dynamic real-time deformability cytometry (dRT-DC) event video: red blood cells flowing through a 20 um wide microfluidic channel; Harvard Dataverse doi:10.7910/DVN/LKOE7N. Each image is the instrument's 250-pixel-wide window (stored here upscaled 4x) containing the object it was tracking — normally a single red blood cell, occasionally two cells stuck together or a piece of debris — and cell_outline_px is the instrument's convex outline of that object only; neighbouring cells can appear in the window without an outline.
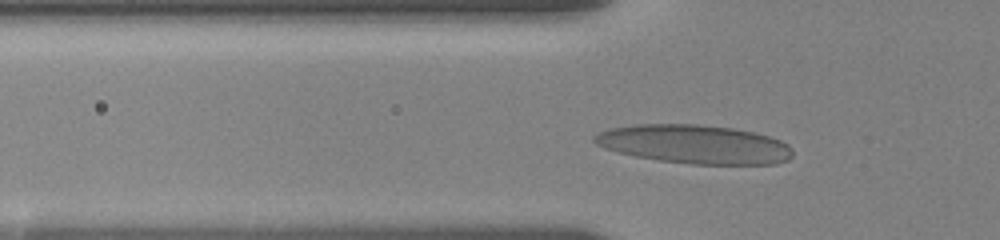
{"species": "human", "species_latin": "Homo sapiens", "temperature_condition": "room temperature", "stored_images_in_passage": 41, "camera_frame_rate_fps": 3000, "um_per_image_px": 0.085, "donor": {"sex": "female"}, "frame": {"image": 1, "passage_image": 12, "time_ms": 3.667, "image_size_px": [1000, 240], "cell_outline_px": [[792, 156], [788, 160], [776, 164], [692, 164], [660, 160], [636, 156], [604, 148], [596, 144], [592, 140], [592, 136], [596, 132], [608, 128], [636, 124], [700, 124], [732, 128], [756, 132], [780, 140], [788, 144], [792, 148]], "centroid_in_image_um": [59.02, 12.25], "position_along_channel_um": 66.8, "area_um2": 45.03}}
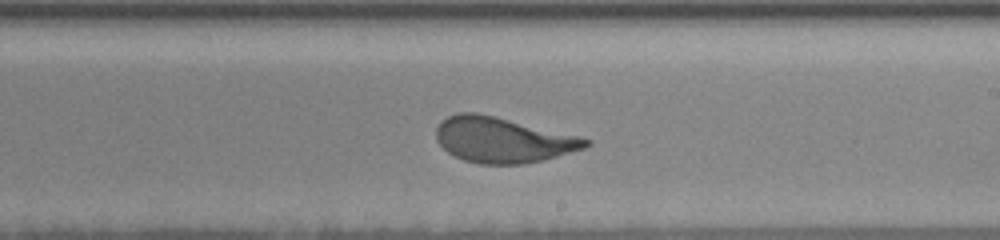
{"frame": {"image": 2, "passage_image": 27, "time_ms": 8.667, "image_size_px": [1000, 240], "cell_outline_px": [[592, 144], [584, 148], [556, 156], [524, 164], [480, 164], [464, 160], [448, 152], [436, 140], [436, 128], [440, 120], [456, 112], [476, 112], [580, 136], [592, 140]], "centroid_in_image_um": [42.71, 11.88], "position_along_channel_um": 246.3, "area_um2": 39.42}}
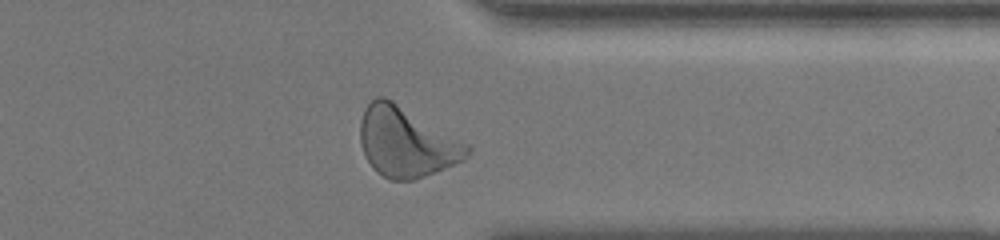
{"frame": {"image": 3, "passage_image": 38, "time_ms": 12.333, "image_size_px": [1000, 240], "cell_outline_px": [[472, 152], [464, 160], [424, 176], [412, 180], [388, 180], [376, 172], [372, 168], [364, 152], [360, 140], [360, 120], [364, 108], [376, 96], [384, 96], [392, 100], [468, 144], [472, 148]], "centroid_in_image_um": [34.52, 12.08], "position_along_channel_um": 376.9, "area_um2": 43.29}, "authors_computed_cell_mechanics": {"area_um2": 39.7664, "velocity_mm_per_s": 3.607, "shape_relaxation_time_tau1_ms": 3.7054, "shape_relaxation_time_tau2_ms": null, "deformation_change_tau1": 0.1841, "deformation_change_tau2": null}}